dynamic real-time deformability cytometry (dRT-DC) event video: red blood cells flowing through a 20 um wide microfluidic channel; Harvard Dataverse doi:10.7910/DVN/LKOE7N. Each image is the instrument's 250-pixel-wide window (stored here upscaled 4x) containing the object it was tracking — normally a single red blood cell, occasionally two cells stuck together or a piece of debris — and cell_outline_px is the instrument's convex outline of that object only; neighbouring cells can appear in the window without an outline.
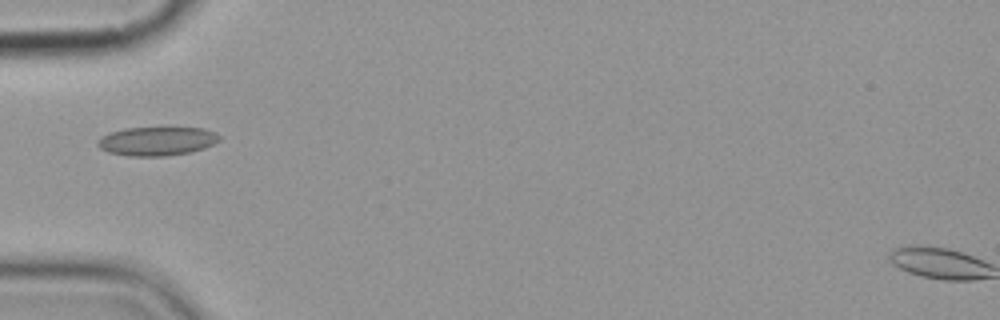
{"species": "common noctule bat (a hibernating species)", "species_latin": "Nyctalus noctula", "temperature_condition": "cold", "stored_images_in_passage": 3, "camera_frame_rate_fps": 3000, "um_per_image_px": 0.085, "animal": {"sex": "female", "body_mass_g": 19.9}, "frame": {"image": 1, "passage_image": 1, "time_ms": 0.0, "image_size_px": [1000, 320], "cell_outline_px": [[220, 140], [204, 148], [192, 152], [164, 156], [128, 156], [108, 152], [100, 148], [96, 144], [96, 140], [100, 136], [108, 132], [124, 128], [168, 124], [204, 128], [216, 132], [220, 136]], "centroid_in_image_um": [13.34, 11.93], "position_along_channel_um": 71.7, "area_um2": 21.79}}
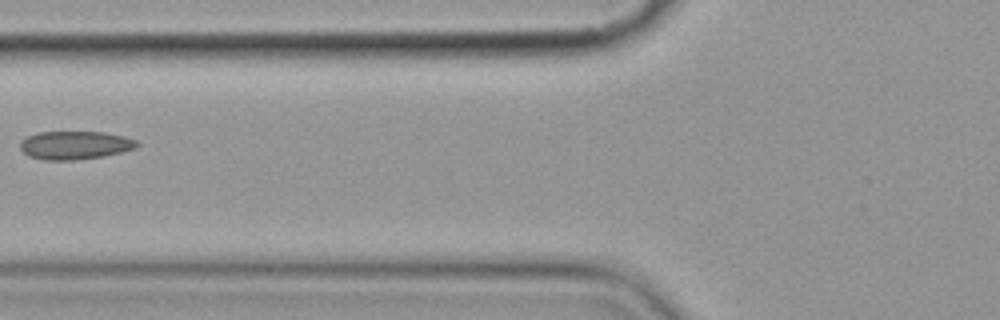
{"frame": {"image": 2, "passage_image": 2, "time_ms": 1.333, "image_size_px": [1000, 320], "cell_outline_px": [[140, 144], [136, 148], [104, 156], [76, 160], [44, 160], [28, 156], [20, 148], [20, 140], [36, 132], [104, 132], [124, 136], [136, 140]], "centroid_in_image_um": [6.36, 12.34], "position_along_channel_um": 119.4, "area_um2": 19.36}}
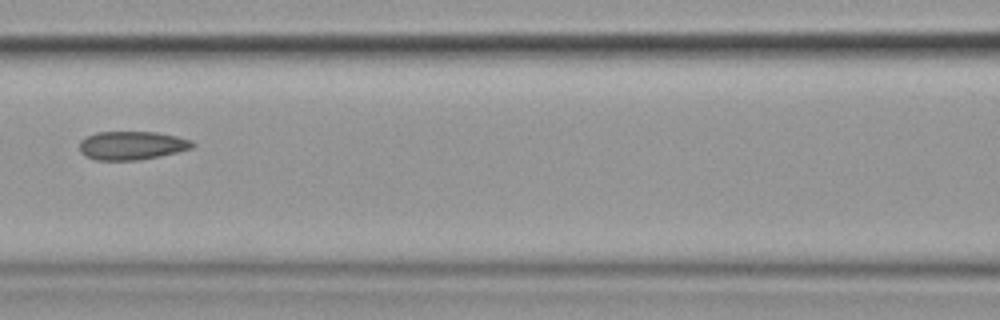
{"frame": {"image": 3, "passage_image": 3, "time_ms": 2.333, "image_size_px": [1000, 320], "cell_outline_px": [[196, 144], [192, 148], [160, 156], [140, 160], [96, 160], [84, 156], [80, 152], [80, 140], [96, 132], [156, 132], [176, 136], [192, 140]], "centroid_in_image_um": [11.2, 12.37], "position_along_channel_um": 155.4, "area_um2": 18.84}}